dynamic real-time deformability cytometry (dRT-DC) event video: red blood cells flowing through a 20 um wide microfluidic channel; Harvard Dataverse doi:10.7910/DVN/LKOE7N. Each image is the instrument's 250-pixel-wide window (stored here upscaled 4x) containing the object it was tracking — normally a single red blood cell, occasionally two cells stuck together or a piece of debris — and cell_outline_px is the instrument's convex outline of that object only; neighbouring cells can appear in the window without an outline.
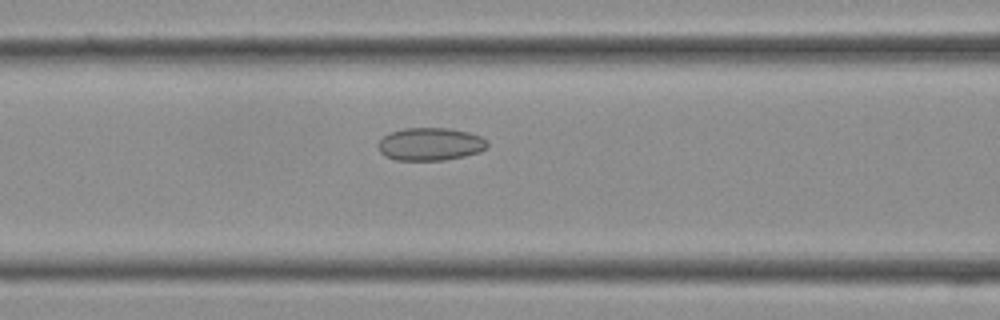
{"species": "Egyptian fruit bat (a non-hibernating species)", "species_latin": "Rousettus aegyptiacus", "temperature_condition": "cold", "stored_images_in_passage": 34, "camera_frame_rate_fps": 3000, "um_per_image_px": 0.085, "frame": {"image": 1, "passage_image": 12, "time_ms": 3.667, "image_size_px": [1000, 320], "cell_outline_px": [[488, 148], [480, 152], [464, 156], [444, 160], [396, 160], [384, 156], [380, 152], [376, 144], [388, 132], [404, 128], [448, 128], [468, 132], [480, 136], [488, 140]], "centroid_in_image_um": [36.57, 12.25], "position_along_channel_um": 130.0, "area_um2": 21.15}}
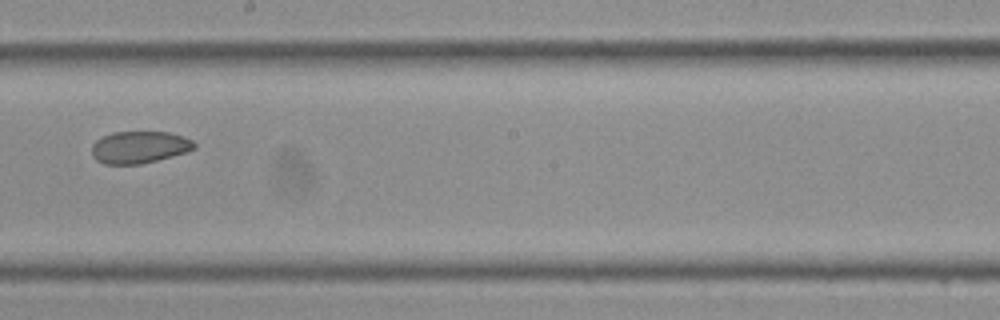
{"frame": {"image": 2, "passage_image": 18, "time_ms": 5.667, "image_size_px": [1000, 320], "cell_outline_px": [[196, 148], [172, 156], [140, 164], [104, 164], [96, 160], [92, 156], [92, 144], [96, 140], [112, 132], [168, 132], [184, 136], [192, 140], [196, 144]], "centroid_in_image_um": [11.83, 12.51], "position_along_channel_um": 236.4, "area_um2": 19.13}}
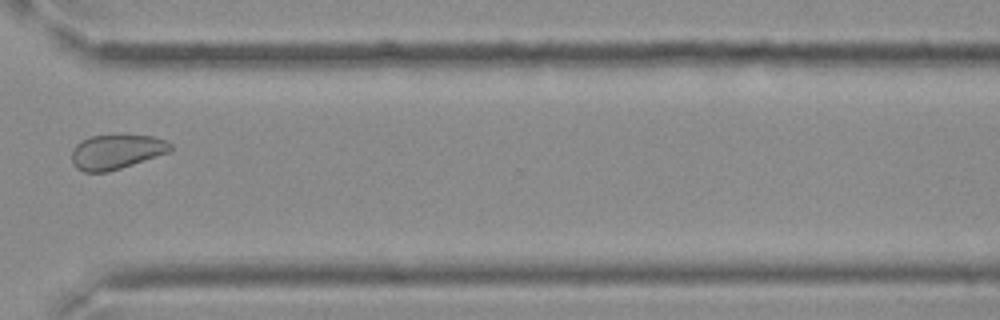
{"frame": {"image": 3, "passage_image": 25, "time_ms": 8.0, "image_size_px": [1000, 320], "cell_outline_px": [[172, 148], [168, 152], [108, 172], [84, 172], [76, 168], [72, 164], [72, 148], [80, 140], [92, 136], [120, 132], [156, 136], [172, 144]], "centroid_in_image_um": [9.87, 12.84], "position_along_channel_um": 360.7, "area_um2": 20.58}}